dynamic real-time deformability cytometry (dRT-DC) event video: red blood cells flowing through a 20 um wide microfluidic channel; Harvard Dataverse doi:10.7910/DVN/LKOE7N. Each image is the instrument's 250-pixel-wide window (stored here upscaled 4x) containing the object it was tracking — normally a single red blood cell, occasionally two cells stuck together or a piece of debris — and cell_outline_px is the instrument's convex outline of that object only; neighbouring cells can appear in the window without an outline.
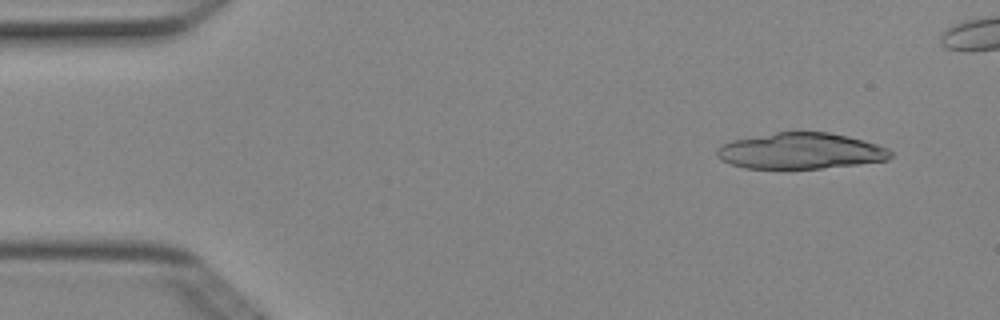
{"species": "Egyptian fruit bat (a non-hibernating species)", "species_latin": "Rousettus aegyptiacus", "temperature_condition": "cold", "stored_images_in_passage": 5, "camera_frame_rate_fps": 3000, "um_per_image_px": 0.085, "animal": {"sex": "female"}, "frame": {"image": 1, "passage_image": 2, "time_ms": 0.333, "image_size_px": [1000, 320], "cell_outline_px": [[892, 156], [888, 160], [856, 164], [820, 168], [744, 168], [732, 164], [716, 156], [716, 152], [720, 144], [732, 140], [776, 132], [828, 132], [848, 136], [864, 140], [888, 148], [892, 152]], "centroid_in_image_um": [68.06, 12.82], "position_along_channel_um": 16.9, "area_um2": 36.3}}